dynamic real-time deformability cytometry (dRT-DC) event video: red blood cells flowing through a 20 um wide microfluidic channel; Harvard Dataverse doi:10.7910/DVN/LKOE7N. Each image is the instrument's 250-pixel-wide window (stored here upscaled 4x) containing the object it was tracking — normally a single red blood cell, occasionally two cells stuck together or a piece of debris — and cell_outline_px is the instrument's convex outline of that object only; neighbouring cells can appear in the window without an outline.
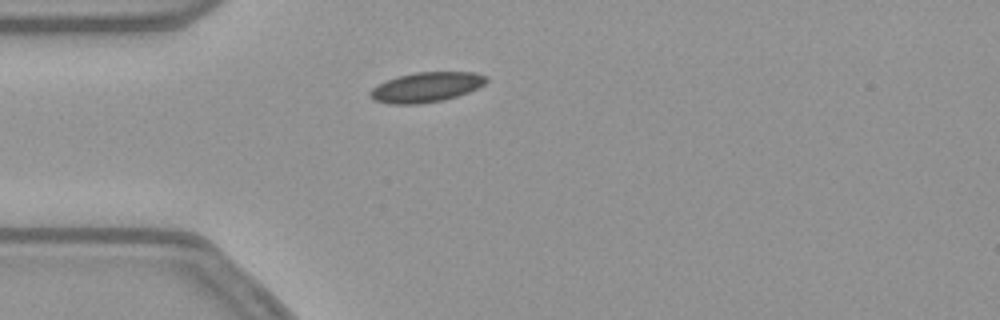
{"species": "common noctule bat (a hibernating species)", "species_latin": "Nyctalus noctula", "temperature_condition": "warm", "stored_images_in_passage": 32, "camera_frame_rate_fps": 3000, "um_per_image_px": 0.085, "animal": {"sex": "female", "body_mass_g": 21.9}, "frame": {"image": 1, "passage_image": 1, "time_ms": 0.0, "image_size_px": [1000, 320], "cell_outline_px": [[488, 80], [484, 84], [468, 92], [444, 100], [420, 104], [388, 104], [372, 100], [368, 96], [368, 92], [372, 88], [384, 80], [396, 76], [416, 72], [476, 72], [488, 76]], "centroid_in_image_um": [36.18, 7.41], "position_along_channel_um": 48.8, "area_um2": 20.58}}
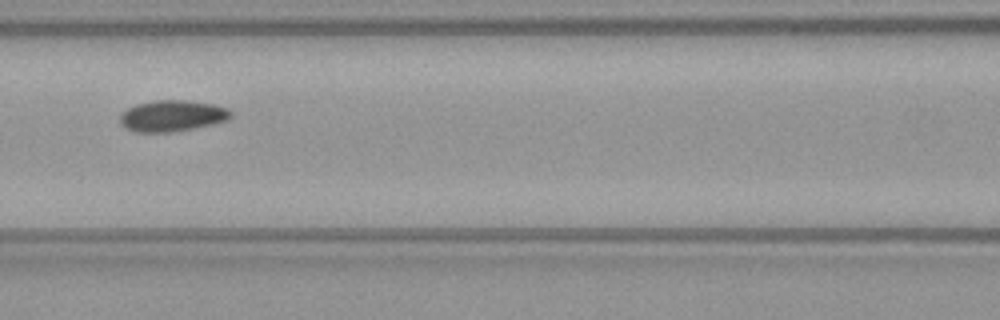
{"frame": {"image": 2, "passage_image": 10, "time_ms": 3.0, "image_size_px": [1000, 320], "cell_outline_px": [[232, 116], [228, 120], [196, 128], [168, 132], [136, 132], [124, 128], [120, 124], [120, 116], [128, 108], [136, 104], [152, 100], [188, 100], [216, 104], [228, 108], [232, 112]], "centroid_in_image_um": [14.66, 9.84], "position_along_channel_um": 151.9, "area_um2": 20.4}}
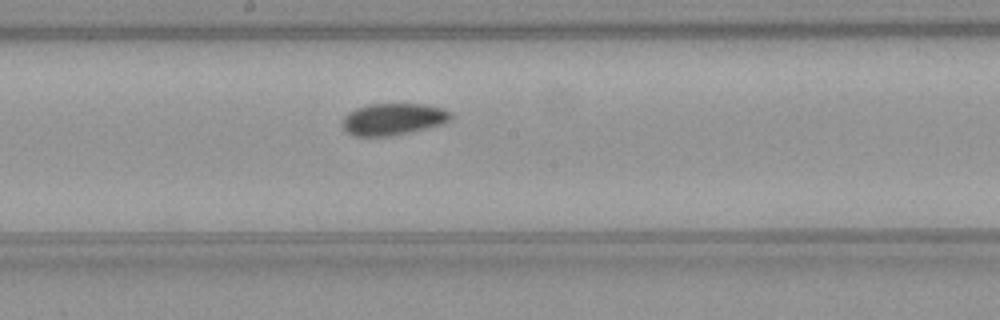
{"frame": {"image": 3, "passage_image": 15, "time_ms": 4.667, "image_size_px": [1000, 320], "cell_outline_px": [[452, 116], [444, 124], [392, 136], [352, 136], [344, 132], [340, 124], [344, 116], [348, 112], [356, 108], [368, 104], [424, 104], [444, 108], [452, 112]], "centroid_in_image_um": [33.38, 10.13], "position_along_channel_um": 214.8, "area_um2": 20.46}, "authors_computed_cell_mechanics": {"area_um2": 19.8543, "velocity_mm_per_s": 3.7805, "shape_relaxation_time_tau1_ms": 9.6584, "shape_relaxation_time_tau2_ms": null, "deformation_change_tau1": 0.1474, "deformation_change_tau2": null}}